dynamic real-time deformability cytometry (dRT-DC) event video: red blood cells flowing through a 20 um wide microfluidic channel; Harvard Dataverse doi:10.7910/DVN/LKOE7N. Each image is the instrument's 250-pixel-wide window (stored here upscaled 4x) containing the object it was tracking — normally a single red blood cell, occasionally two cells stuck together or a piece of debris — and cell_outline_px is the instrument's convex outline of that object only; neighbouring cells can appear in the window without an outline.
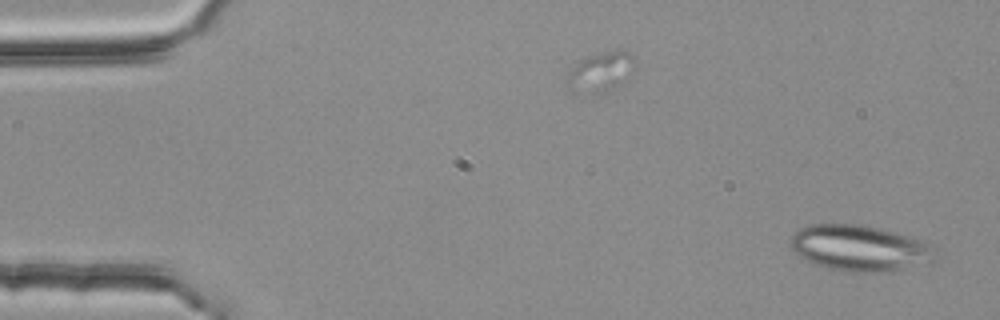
{"species": "common noctule bat (a hibernating species)", "species_latin": "Nyctalus noctula", "temperature_condition": "room temperature", "stored_images_in_passage": 3, "camera_frame_rate_fps": 3000, "um_per_image_px": 0.085, "animal": {"sex": "female", "body_mass_g": 25.1}, "frame": {"image": 1, "passage_image": 3, "time_ms": 0.667, "image_size_px": [1000, 320], "cell_outline_px": [[936, 260], [932, 264], [892, 272], [852, 272], [828, 268], [804, 260], [792, 248], [792, 236], [800, 228], [808, 224], [860, 224], [880, 228], [916, 240], [936, 248]], "centroid_in_image_um": [73.13, 21.12], "position_along_channel_um": 11.9, "area_um2": 38.84}}